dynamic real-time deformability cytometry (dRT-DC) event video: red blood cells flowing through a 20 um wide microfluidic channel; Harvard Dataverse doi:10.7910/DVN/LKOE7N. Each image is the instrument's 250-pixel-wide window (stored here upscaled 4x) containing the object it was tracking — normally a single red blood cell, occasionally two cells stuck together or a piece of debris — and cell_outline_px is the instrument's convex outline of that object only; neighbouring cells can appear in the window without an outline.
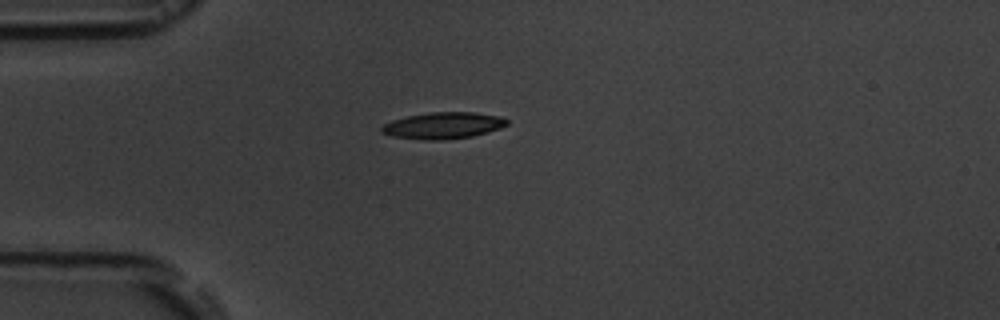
{"species": "common noctule bat (a hibernating species)", "species_latin": "Nyctalus noctula", "temperature_condition": "room temperature", "stored_images_in_passage": 12, "camera_frame_rate_fps": 3000, "um_per_image_px": 0.085, "animal": {"sex": "male", "body_mass_g": 19.5, "forearm_length_mm": 54.6}, "frame": {"image": 1, "passage_image": 1, "time_ms": 0.0, "image_size_px": [1000, 320], "cell_outline_px": [[508, 124], [500, 128], [488, 132], [472, 136], [444, 140], [424, 140], [392, 136], [380, 132], [380, 128], [384, 124], [392, 120], [408, 116], [432, 112], [476, 112], [500, 116], [508, 120]], "centroid_in_image_um": [37.67, 10.67], "position_along_channel_um": 47.3, "area_um2": 19.42}}
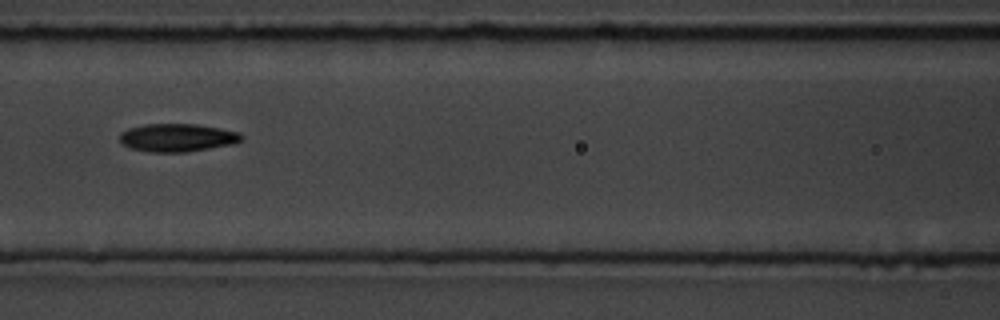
{"frame": {"image": 2, "passage_image": 4, "time_ms": 3.333, "image_size_px": [1000, 320], "cell_outline_px": [[244, 140], [232, 144], [188, 152], [148, 152], [132, 148], [120, 144], [120, 132], [128, 128], [144, 124], [196, 124], [220, 128], [240, 132], [244, 136]], "centroid_in_image_um": [15.08, 11.7], "position_along_channel_um": 151.5, "area_um2": 20.11}}
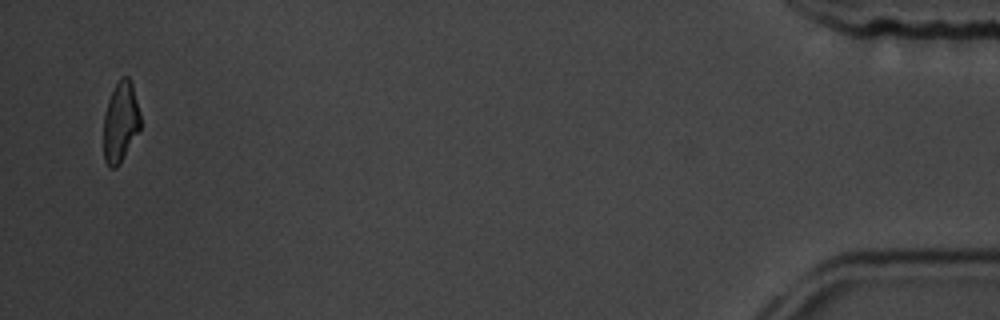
{"frame": {"image": 3, "passage_image": 12, "time_ms": 13.333, "image_size_px": [1000, 320], "cell_outline_px": [[140, 128], [120, 164], [116, 168], [108, 168], [104, 160], [104, 112], [108, 100], [120, 76], [128, 76], [132, 84], [140, 112]], "centroid_in_image_um": [10.23, 10.38], "position_along_channel_um": 425.0, "area_um2": 17.28}, "authors_computed_cell_mechanics": {"area_um2": 19.3052, "velocity_mm_per_s": 3.6013, "shape_relaxation_time_tau1_ms": 3.2032, "shape_relaxation_time_tau2_ms": 4.0497, "deformation_change_tau1": 0.1069, "deformation_change_tau2": 0.1043}}